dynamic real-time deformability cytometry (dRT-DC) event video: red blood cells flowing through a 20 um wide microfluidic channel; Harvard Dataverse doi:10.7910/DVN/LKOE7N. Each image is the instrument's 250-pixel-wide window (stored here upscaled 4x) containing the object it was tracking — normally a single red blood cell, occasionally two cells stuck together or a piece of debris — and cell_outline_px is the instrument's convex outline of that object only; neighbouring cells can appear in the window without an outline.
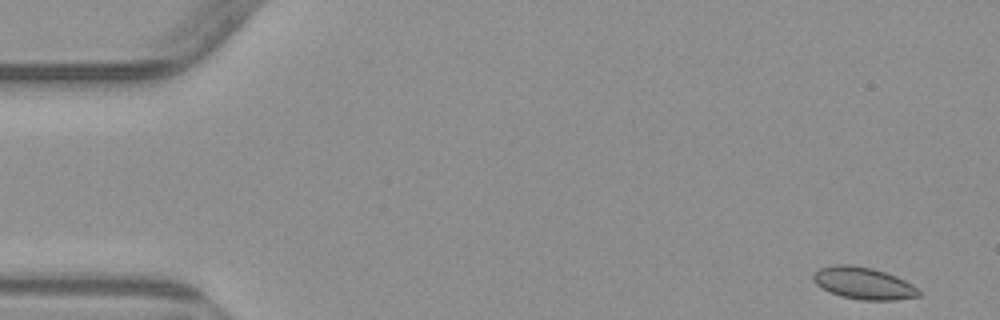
{"species": "common noctule bat (a hibernating species)", "species_latin": "Nyctalus noctula", "temperature_condition": "warm", "stored_images_in_passage": 4, "camera_frame_rate_fps": 3000, "um_per_image_px": 0.085, "animal": {"sex": "male", "body_mass_g": 23.1, "forearm_length_mm": 52.7}, "frame": {"image": 1, "passage_image": 4, "time_ms": 3.667, "image_size_px": [1000, 320], "cell_outline_px": [[920, 296], [896, 300], [864, 300], [840, 296], [828, 292], [816, 284], [812, 280], [812, 272], [820, 268], [836, 264], [848, 264], [872, 268], [896, 276], [912, 284], [920, 292]], "centroid_in_image_um": [73.35, 24.07], "position_along_channel_um": 11.7, "area_um2": 19.77}}